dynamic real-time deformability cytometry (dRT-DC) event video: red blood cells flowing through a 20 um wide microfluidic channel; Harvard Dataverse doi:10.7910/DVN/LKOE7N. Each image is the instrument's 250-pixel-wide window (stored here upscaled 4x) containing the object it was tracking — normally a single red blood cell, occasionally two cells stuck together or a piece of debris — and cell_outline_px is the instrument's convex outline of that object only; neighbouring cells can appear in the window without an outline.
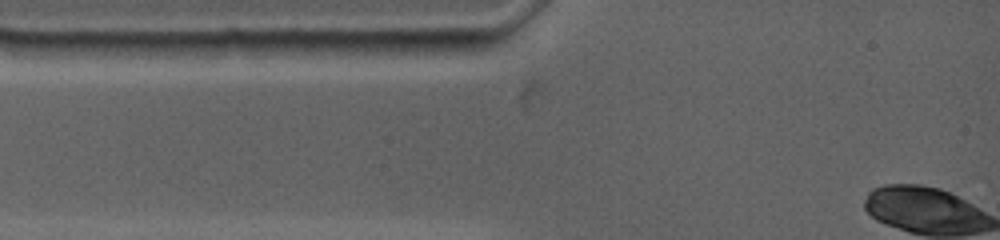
{"species": "common noctule bat (a hibernating species)", "species_latin": "Nyctalus noctula", "temperature_condition": "warm", "stored_images_in_passage": 3, "camera_frame_rate_fps": 4500, "um_per_image_px": 0.085, "animal": {"sex": "female", "body_mass_g": 19.0, "forearm_length_mm": 53.3}, "frame": {"image": 1, "passage_image": 2, "time_ms": 0.444, "image_size_px": [1000, 240], "cell_outline_px": [[488, 40], [484, 48], [468, 52], [448, 56], [416, 56], [376, 52], [360, 44], [364, 40]], "centroid_in_image_um": [36.09, 3.99], "position_along_channel_um": 48.9, "area_um2": 11.91}}